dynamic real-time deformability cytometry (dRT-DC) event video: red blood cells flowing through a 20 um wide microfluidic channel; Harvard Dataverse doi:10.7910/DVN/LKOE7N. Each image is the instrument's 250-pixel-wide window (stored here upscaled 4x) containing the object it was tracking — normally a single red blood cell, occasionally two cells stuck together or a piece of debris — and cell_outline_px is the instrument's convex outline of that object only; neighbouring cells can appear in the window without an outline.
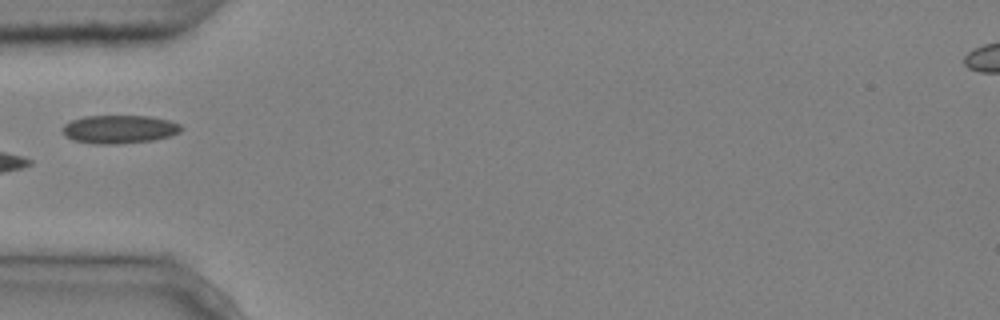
{"species": "common noctule bat (a hibernating species)", "species_latin": "Nyctalus noctula", "temperature_condition": "cold", "stored_images_in_passage": 5, "camera_frame_rate_fps": 3000, "um_per_image_px": 0.085, "animal": {"sex": "male", "body_mass_g": 20.4}, "frame": {"image": 1, "passage_image": 5, "time_ms": 1.333, "image_size_px": [1000, 320], "cell_outline_px": [[184, 128], [180, 132], [168, 136], [152, 140], [116, 144], [92, 144], [72, 140], [64, 136], [60, 132], [60, 128], [64, 124], [72, 120], [84, 116], [152, 116], [168, 120], [180, 124]], "centroid_in_image_um": [10.08, 10.99], "position_along_channel_um": 74.9, "area_um2": 19.83}}